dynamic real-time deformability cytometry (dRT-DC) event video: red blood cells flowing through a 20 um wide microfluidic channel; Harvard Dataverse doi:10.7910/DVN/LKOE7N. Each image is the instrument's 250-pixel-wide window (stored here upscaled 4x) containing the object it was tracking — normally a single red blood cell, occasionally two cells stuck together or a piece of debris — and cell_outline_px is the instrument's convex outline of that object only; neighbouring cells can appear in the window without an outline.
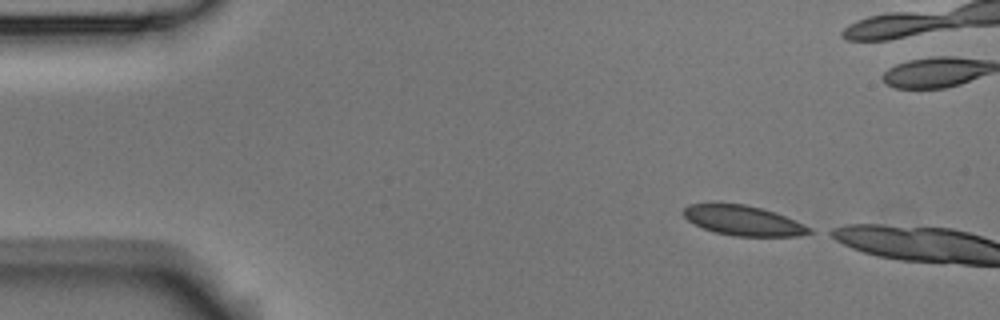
{"species": "Egyptian fruit bat (a non-hibernating species)", "species_latin": "Rousettus aegyptiacus", "temperature_condition": "room temperature", "stored_images_in_passage": 3, "camera_frame_rate_fps": 3000, "um_per_image_px": 0.085, "animal": {"sex": "male"}, "frame": {"image": 1, "passage_image": 1, "time_ms": 0.0, "image_size_px": [1000, 320], "cell_outline_px": [[812, 232], [796, 236], [736, 236], [716, 232], [704, 228], [688, 220], [684, 216], [684, 208], [688, 204], [744, 204], [776, 212], [812, 228]], "centroid_in_image_um": [63.2, 18.75], "position_along_channel_um": 21.8, "area_um2": 21.5}}